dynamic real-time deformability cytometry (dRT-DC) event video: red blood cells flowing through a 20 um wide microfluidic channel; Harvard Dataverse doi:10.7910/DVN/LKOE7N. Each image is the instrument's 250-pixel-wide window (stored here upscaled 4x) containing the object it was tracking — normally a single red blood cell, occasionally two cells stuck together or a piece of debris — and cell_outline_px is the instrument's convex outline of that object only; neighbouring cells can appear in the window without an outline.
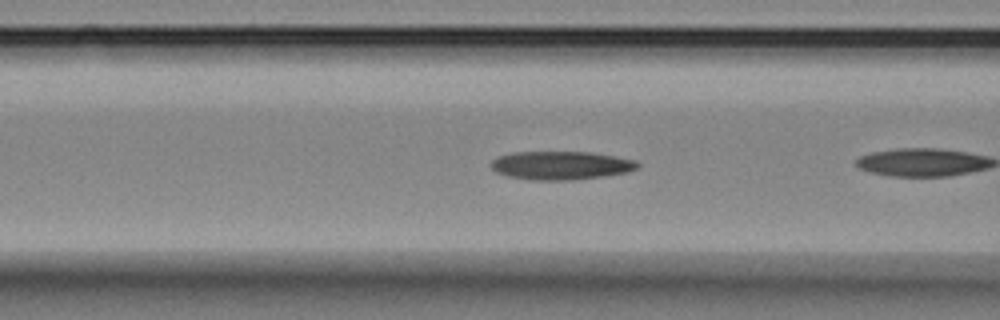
{"species": "Egyptian fruit bat (a non-hibernating species)", "species_latin": "Rousettus aegyptiacus", "temperature_condition": "room temperature", "stored_images_in_passage": 27, "camera_frame_rate_fps": 3000, "um_per_image_px": 0.085, "animal": {"sex": "female"}, "frame": {"image": 1, "passage_image": 5, "time_ms": 1.333, "image_size_px": [1000, 320], "cell_outline_px": [[640, 164], [636, 168], [624, 172], [604, 176], [572, 180], [532, 180], [508, 176], [496, 172], [492, 168], [492, 160], [496, 156], [512, 152], [588, 152], [636, 160]], "centroid_in_image_um": [47.63, 14.06], "position_along_channel_um": 119.0, "area_um2": 24.1}}
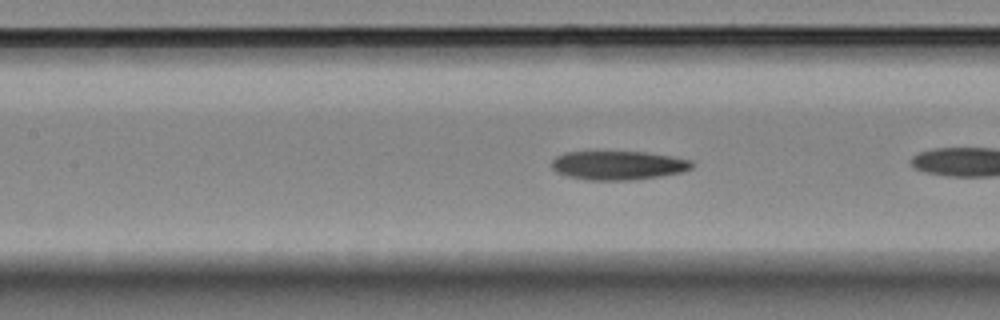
{"frame": {"image": 2, "passage_image": 8, "time_ms": 2.333, "image_size_px": [1000, 320], "cell_outline_px": [[692, 168], [680, 172], [660, 176], [632, 180], [584, 180], [568, 176], [556, 172], [552, 168], [552, 160], [556, 156], [564, 152], [644, 152], [672, 156], [692, 160]], "centroid_in_image_um": [52.52, 14.05], "position_along_channel_um": 154.9, "area_um2": 23.58}}